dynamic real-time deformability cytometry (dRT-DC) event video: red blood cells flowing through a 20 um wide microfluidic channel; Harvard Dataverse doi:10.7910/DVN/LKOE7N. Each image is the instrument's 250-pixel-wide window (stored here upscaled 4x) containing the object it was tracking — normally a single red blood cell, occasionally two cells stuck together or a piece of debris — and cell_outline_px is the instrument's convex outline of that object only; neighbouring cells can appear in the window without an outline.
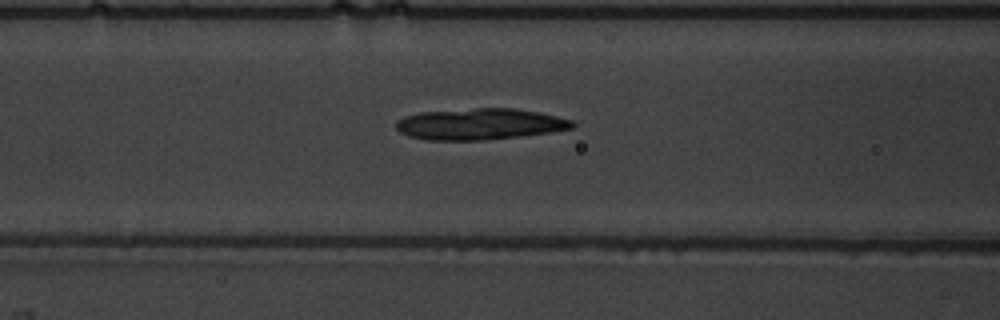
{"species": "common noctule bat (a hibernating species)", "species_latin": "Nyctalus noctula", "temperature_condition": "warm", "stored_images_in_passage": 47, "camera_frame_rate_fps": 3000, "um_per_image_px": 0.085, "animal": {"sex": "male", "body_mass_g": 19.5, "forearm_length_mm": 54.6}, "frame": {"image": 1, "passage_image": 16, "time_ms": 5.0, "image_size_px": [1000, 320], "cell_outline_px": [[576, 124], [572, 128], [552, 132], [484, 140], [428, 140], [408, 136], [400, 132], [396, 128], [396, 120], [404, 116], [420, 112], [476, 108], [516, 108], [556, 116], [572, 120]], "centroid_in_image_um": [40.76, 10.54], "position_along_channel_um": 125.8, "area_um2": 32.08}}
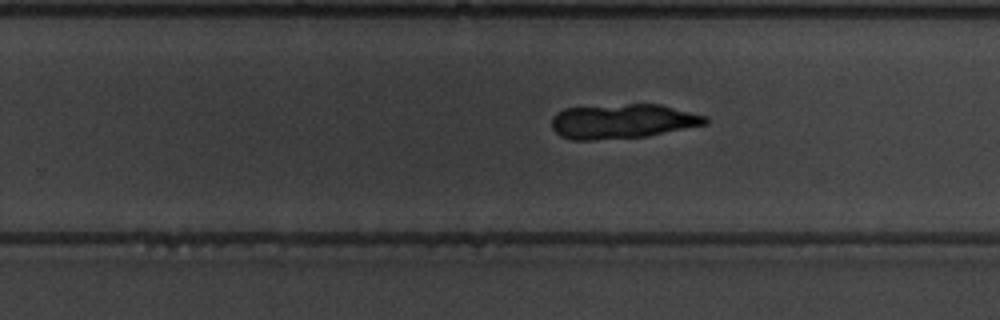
{"frame": {"image": 2, "passage_image": 28, "time_ms": 9.0, "image_size_px": [1000, 320], "cell_outline_px": [[708, 124], [648, 136], [592, 140], [572, 140], [560, 136], [552, 128], [552, 116], [556, 112], [564, 108], [628, 104], [660, 104], [708, 116]], "centroid_in_image_um": [52.93, 10.31], "position_along_channel_um": 276.9, "area_um2": 31.15}}
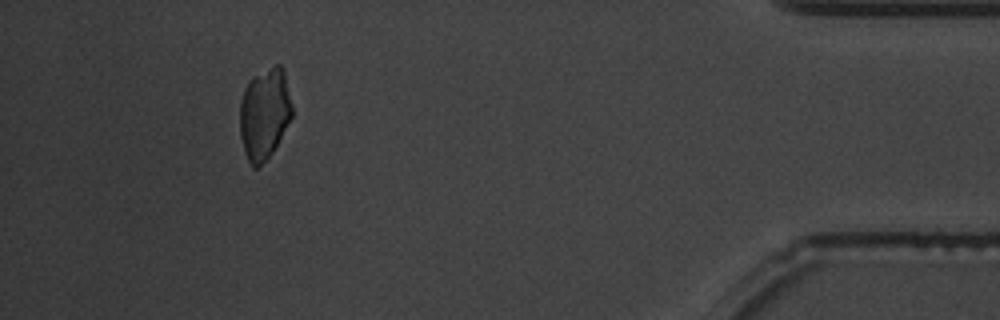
{"frame": {"image": 3, "passage_image": 43, "time_ms": 14.0, "image_size_px": [1000, 320], "cell_outline_px": [[292, 116], [272, 152], [256, 168], [252, 168], [244, 152], [240, 136], [240, 100], [244, 88], [252, 76], [276, 64], [280, 64], [284, 68], [292, 104]], "centroid_in_image_um": [22.47, 9.62], "position_along_channel_um": 412.7, "area_um2": 27.8}}